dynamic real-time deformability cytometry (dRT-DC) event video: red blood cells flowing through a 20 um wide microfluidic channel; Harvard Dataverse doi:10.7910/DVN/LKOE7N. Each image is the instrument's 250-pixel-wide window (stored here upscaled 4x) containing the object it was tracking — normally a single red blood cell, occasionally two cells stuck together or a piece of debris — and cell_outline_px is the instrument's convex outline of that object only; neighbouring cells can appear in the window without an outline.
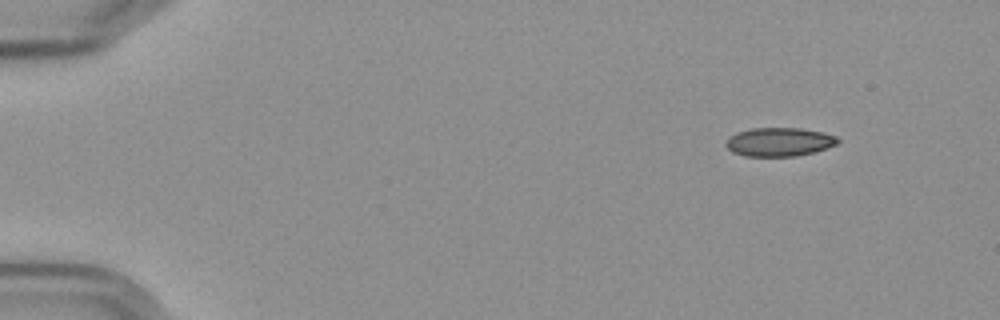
{"species": "Egyptian fruit bat (a non-hibernating species)", "species_latin": "Rousettus aegyptiacus", "temperature_condition": "cold", "stored_images_in_passage": 8, "camera_frame_rate_fps": 3000, "um_per_image_px": 0.085, "frame": {"image": 1, "passage_image": 1, "time_ms": 0.0, "image_size_px": [1000, 320], "cell_outline_px": [[840, 140], [836, 144], [812, 152], [796, 156], [744, 156], [732, 152], [724, 144], [736, 132], [752, 128], [800, 128], [824, 132], [836, 136]], "centroid_in_image_um": [66.22, 12.06], "position_along_channel_um": 18.8, "area_um2": 18.55}}
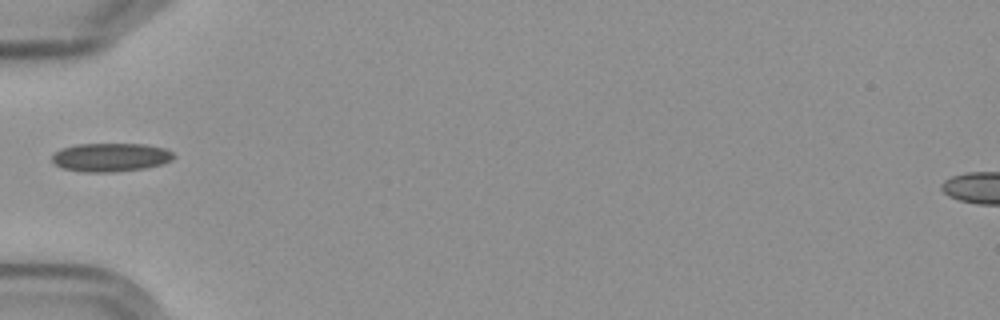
{"frame": {"image": 2, "passage_image": 5, "time_ms": 4.667, "image_size_px": [1000, 320], "cell_outline_px": [[176, 156], [172, 160], [164, 164], [144, 168], [108, 172], [84, 172], [64, 168], [56, 164], [52, 160], [52, 156], [60, 148], [76, 144], [144, 144], [164, 148], [172, 152]], "centroid_in_image_um": [9.43, 13.36], "position_along_channel_um": 75.6, "area_um2": 20.17}}
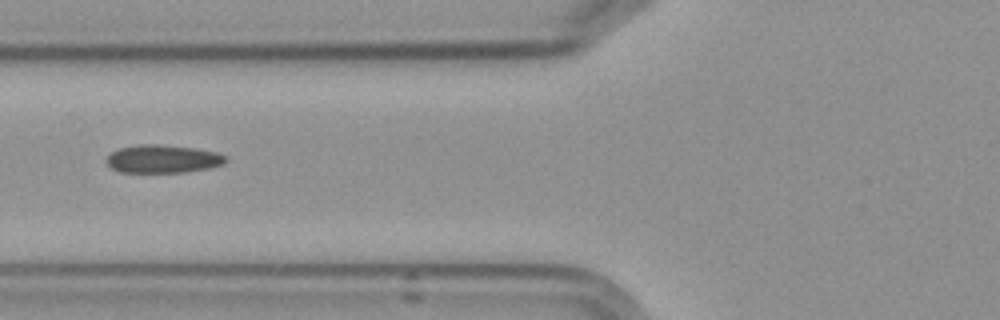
{"frame": {"image": 3, "passage_image": 6, "time_ms": 5.667, "image_size_px": [1000, 320], "cell_outline_px": [[228, 160], [224, 164], [212, 168], [184, 172], [120, 172], [112, 168], [104, 160], [112, 152], [120, 148], [140, 144], [156, 144], [196, 148], [216, 152], [224, 156]], "centroid_in_image_um": [13.86, 13.51], "position_along_channel_um": 111.9, "area_um2": 19.54}}